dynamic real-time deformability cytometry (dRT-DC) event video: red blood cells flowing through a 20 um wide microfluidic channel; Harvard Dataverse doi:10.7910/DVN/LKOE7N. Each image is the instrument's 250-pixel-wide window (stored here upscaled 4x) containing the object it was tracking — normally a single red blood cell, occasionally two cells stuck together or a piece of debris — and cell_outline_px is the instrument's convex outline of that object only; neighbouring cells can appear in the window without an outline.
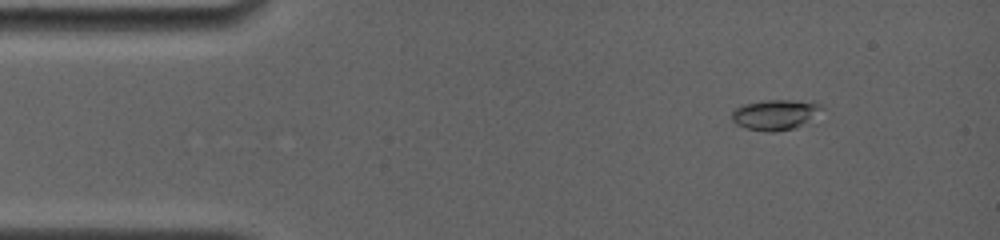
{"species": "common noctule bat (a hibernating species)", "species_latin": "Nyctalus noctula", "temperature_condition": "room temperature", "stored_images_in_passage": 10, "camera_frame_rate_fps": 4000, "um_per_image_px": 0.085, "animal": {"sex": "female", "body_mass_g": 19.0, "forearm_length_mm": 56.7}, "frame": {"image": 1, "passage_image": 3, "time_ms": 1.75, "image_size_px": [1000, 240], "cell_outline_px": [[824, 108], [796, 128], [772, 132], [768, 132], [744, 128], [736, 124], [732, 120], [732, 112], [736, 108], [744, 104], [764, 100], [788, 100], [824, 104]], "centroid_in_image_um": [65.85, 9.75], "position_along_channel_um": 19.2, "area_um2": 15.66}}
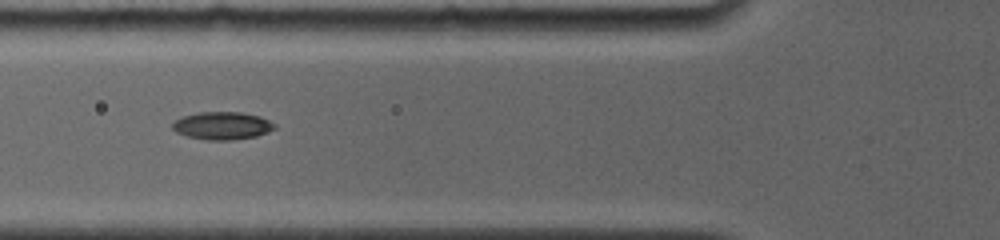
{"frame": {"image": 2, "passage_image": 8, "time_ms": 6.0, "image_size_px": [1000, 240], "cell_outline_px": [[276, 128], [268, 132], [256, 136], [232, 140], [208, 140], [188, 136], [176, 132], [172, 128], [172, 120], [180, 116], [200, 112], [240, 112], [260, 116], [276, 124]], "centroid_in_image_um": [18.87, 10.67], "position_along_channel_um": 106.9, "area_um2": 16.65}}
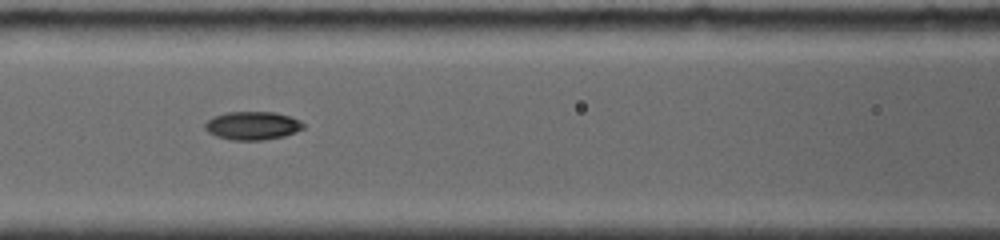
{"frame": {"image": 3, "passage_image": 9, "time_ms": 7.0, "image_size_px": [1000, 240], "cell_outline_px": [[304, 128], [296, 132], [284, 136], [264, 140], [232, 140], [216, 136], [208, 132], [204, 128], [204, 124], [212, 116], [224, 112], [276, 112], [300, 120], [304, 124]], "centroid_in_image_um": [21.44, 10.68], "position_along_channel_um": 145.2, "area_um2": 16.36}}